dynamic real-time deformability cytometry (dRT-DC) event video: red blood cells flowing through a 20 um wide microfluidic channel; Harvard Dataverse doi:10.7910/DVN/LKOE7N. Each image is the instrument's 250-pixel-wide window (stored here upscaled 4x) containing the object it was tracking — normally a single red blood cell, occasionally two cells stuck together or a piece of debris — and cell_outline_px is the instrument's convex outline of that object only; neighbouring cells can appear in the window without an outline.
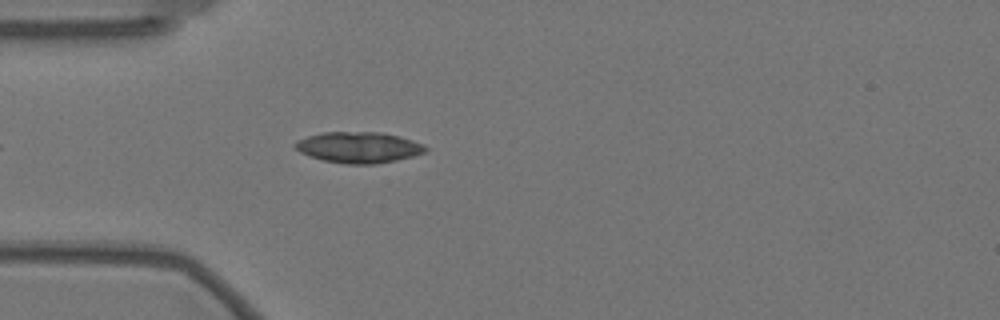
{"species": "Egyptian fruit bat (a non-hibernating species)", "species_latin": "Rousettus aegyptiacus", "temperature_condition": "warm", "stored_images_in_passage": 45, "camera_frame_rate_fps": 3000, "um_per_image_px": 0.085, "animal": {"sex": "female"}, "frame": {"image": 1, "passage_image": 4, "time_ms": 1.0, "image_size_px": [1000, 320], "cell_outline_px": [[428, 148], [424, 152], [412, 156], [396, 160], [376, 164], [344, 164], [324, 160], [300, 152], [292, 144], [296, 140], [308, 136], [324, 132], [384, 132], [412, 140], [424, 144]], "centroid_in_image_um": [30.49, 12.52], "position_along_channel_um": 54.5, "area_um2": 23.47}}
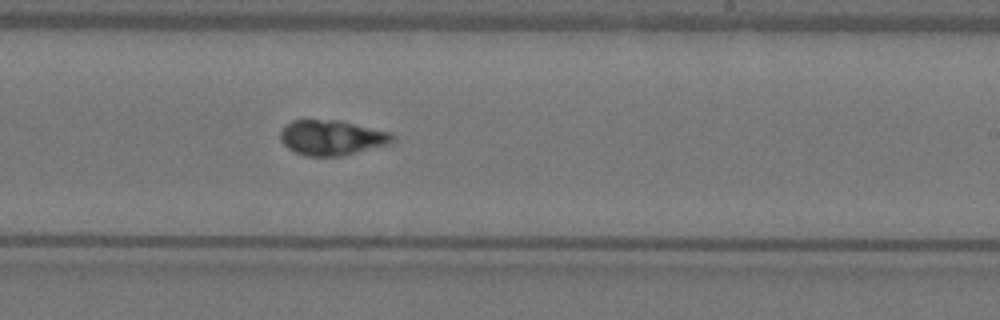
{"frame": {"image": 2, "passage_image": 22, "time_ms": 7.0, "image_size_px": [1000, 320], "cell_outline_px": [[392, 144], [340, 156], [304, 156], [288, 148], [280, 140], [280, 132], [284, 124], [292, 120], [340, 120], [388, 132], [392, 136]], "centroid_in_image_um": [28.15, 11.7], "position_along_channel_um": 260.8, "area_um2": 22.89}}
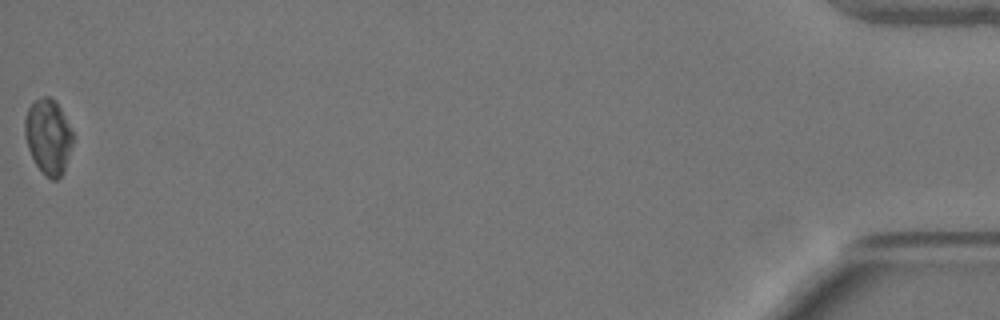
{"frame": {"image": 3, "passage_image": 45, "time_ms": 14.667, "image_size_px": [1000, 320], "cell_outline_px": [[72, 144], [64, 172], [56, 180], [52, 180], [36, 164], [28, 148], [24, 136], [24, 120], [28, 108], [40, 96], [48, 96], [56, 100], [72, 132]], "centroid_in_image_um": [4.08, 11.58], "position_along_channel_um": 431.1, "area_um2": 20.75}, "authors_computed_cell_mechanics": {"area_um2": 22.542, "velocity_mm_per_s": 3.514, "shape_relaxation_time_tau1_ms": 3.9159, "shape_relaxation_time_tau2_ms": 0.9767, "deformation_change_tau1": 0.1364, "deformation_change_tau2": 0.0618}}